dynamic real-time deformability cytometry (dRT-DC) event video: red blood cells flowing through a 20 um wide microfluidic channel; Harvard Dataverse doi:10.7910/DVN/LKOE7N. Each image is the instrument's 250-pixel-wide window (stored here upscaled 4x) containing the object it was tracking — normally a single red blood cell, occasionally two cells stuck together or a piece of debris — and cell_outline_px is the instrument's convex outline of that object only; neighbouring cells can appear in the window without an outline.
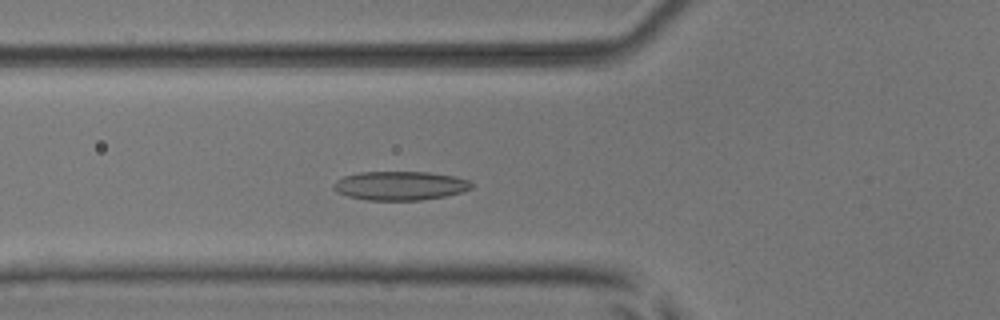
{"species": "common noctule bat (a hibernating species)", "species_latin": "Nyctalus noctula", "temperature_condition": "room temperature", "stored_images_in_passage": 53, "camera_frame_rate_fps": 3000, "um_per_image_px": 0.085, "animal": {"sex": "male", "body_mass_g": 17.9, "forearm_length_mm": 54.2}, "frame": {"image": 1, "passage_image": 20, "time_ms": 6.333, "image_size_px": [1000, 320], "cell_outline_px": [[472, 188], [464, 192], [444, 196], [420, 200], [368, 200], [348, 196], [336, 192], [332, 188], [332, 184], [336, 180], [344, 176], [360, 172], [428, 172], [456, 176], [468, 180], [472, 184]], "centroid_in_image_um": [34.0, 15.78], "position_along_channel_um": 91.8, "area_um2": 23.35}}
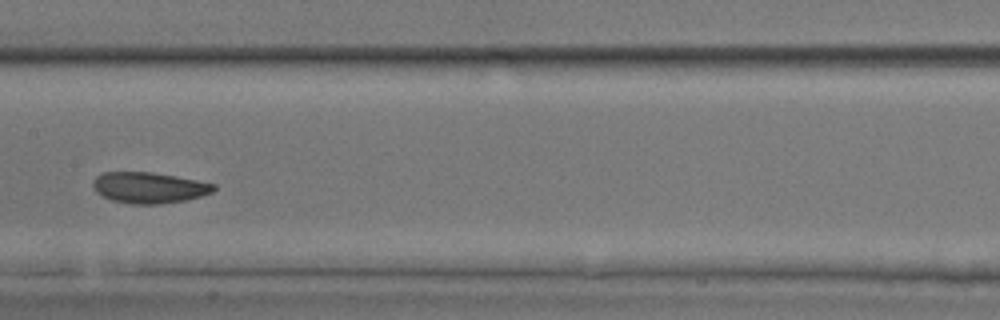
{"frame": {"image": 2, "passage_image": 28, "time_ms": 9.0, "image_size_px": [1000, 320], "cell_outline_px": [[216, 188], [212, 192], [200, 196], [184, 200], [160, 204], [128, 204], [112, 200], [96, 192], [92, 188], [92, 180], [96, 176], [104, 172], [152, 172], [176, 176], [216, 184]], "centroid_in_image_um": [12.64, 15.95], "position_along_channel_um": 194.8, "area_um2": 21.85}}
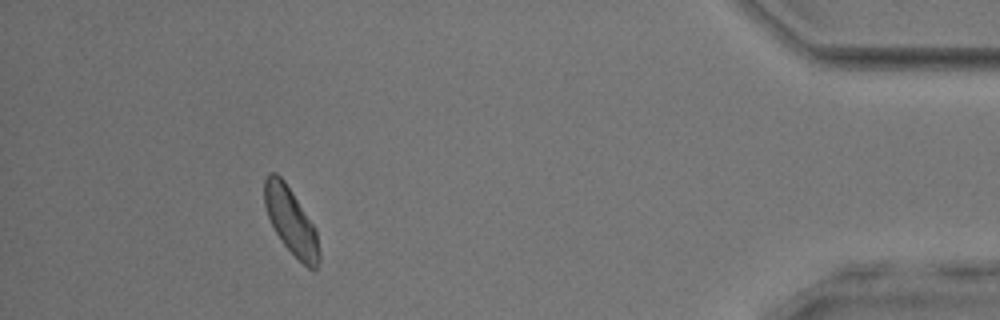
{"frame": {"image": 3, "passage_image": 49, "time_ms": 16.0, "image_size_px": [1000, 320], "cell_outline_px": [[320, 260], [316, 268], [308, 268], [280, 240], [268, 216], [264, 204], [264, 180], [268, 172], [276, 172], [284, 180], [316, 228], [320, 252]], "centroid_in_image_um": [24.73, 18.76], "position_along_channel_um": 410.5, "area_um2": 21.04}, "authors_computed_cell_mechanics": {"area_um2": 22.0796, "velocity_mm_per_s": 3.868, "shape_relaxation_time_tau1_ms": 4.3966, "shape_relaxation_time_tau2_ms": 3.3945, "deformation_change_tau1": 0.1139, "deformation_change_tau2": 0.0867}}